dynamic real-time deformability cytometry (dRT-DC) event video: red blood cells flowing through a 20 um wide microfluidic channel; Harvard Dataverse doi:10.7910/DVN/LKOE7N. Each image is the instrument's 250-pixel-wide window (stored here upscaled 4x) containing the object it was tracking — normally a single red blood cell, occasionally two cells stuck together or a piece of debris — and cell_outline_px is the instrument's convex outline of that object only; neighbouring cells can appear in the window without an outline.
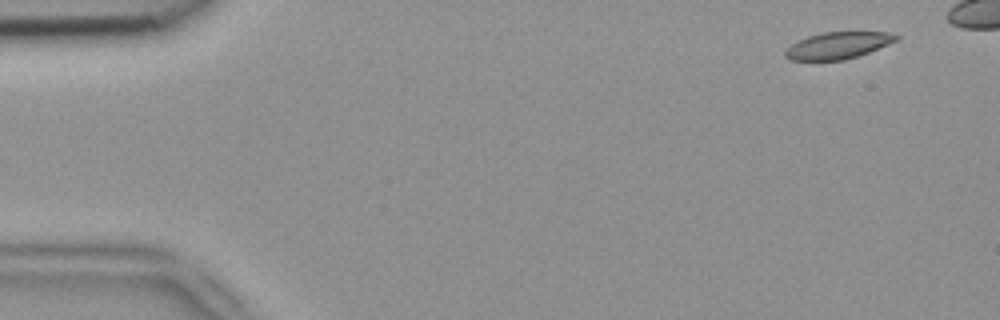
{"species": "common noctule bat (a hibernating species)", "species_latin": "Nyctalus noctula", "temperature_condition": "room temperature", "stored_images_in_passage": 4, "camera_frame_rate_fps": 3000, "um_per_image_px": 0.085, "animal": {"sex": "female", "body_mass_g": 18.4}, "frame": {"image": 1, "passage_image": 1, "time_ms": 0.0, "image_size_px": [1000, 320], "cell_outline_px": [[900, 36], [896, 40], [888, 44], [868, 52], [844, 60], [792, 60], [784, 56], [784, 52], [792, 44], [808, 36], [824, 32], [888, 32]], "centroid_in_image_um": [71.22, 3.86], "position_along_channel_um": 13.8, "area_um2": 16.99}}